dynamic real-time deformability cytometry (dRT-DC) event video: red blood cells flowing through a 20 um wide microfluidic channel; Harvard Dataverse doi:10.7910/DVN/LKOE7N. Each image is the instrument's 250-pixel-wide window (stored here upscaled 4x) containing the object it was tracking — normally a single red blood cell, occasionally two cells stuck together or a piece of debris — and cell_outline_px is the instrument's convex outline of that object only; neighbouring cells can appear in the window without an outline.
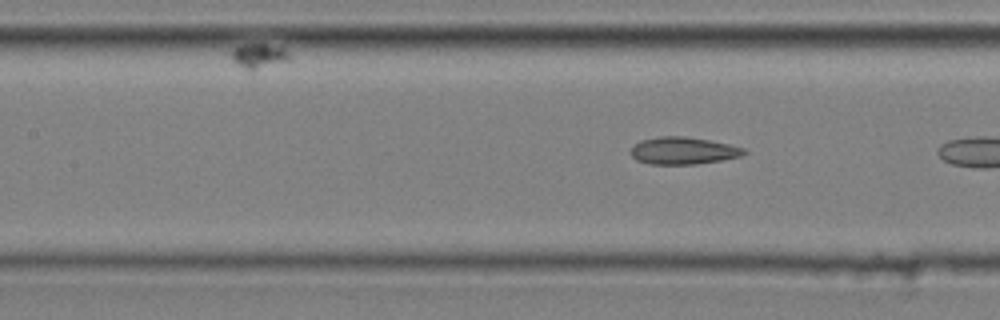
{"species": "common noctule bat (a hibernating species)", "species_latin": "Nyctalus noctula", "temperature_condition": "cold", "stored_images_in_passage": 8, "camera_frame_rate_fps": 3000, "um_per_image_px": 0.085, "animal": {"sex": "male", "body_mass_g": 20.4}, "frame": {"image": 1, "passage_image": 8, "time_ms": 2.333, "image_size_px": [1000, 320], "cell_outline_px": [[748, 152], [744, 156], [696, 164], [648, 164], [636, 160], [632, 156], [632, 148], [640, 140], [660, 136], [684, 136], [708, 140], [728, 144], [744, 148]], "centroid_in_image_um": [58.09, 12.81], "position_along_channel_um": 149.3, "area_um2": 17.92}}